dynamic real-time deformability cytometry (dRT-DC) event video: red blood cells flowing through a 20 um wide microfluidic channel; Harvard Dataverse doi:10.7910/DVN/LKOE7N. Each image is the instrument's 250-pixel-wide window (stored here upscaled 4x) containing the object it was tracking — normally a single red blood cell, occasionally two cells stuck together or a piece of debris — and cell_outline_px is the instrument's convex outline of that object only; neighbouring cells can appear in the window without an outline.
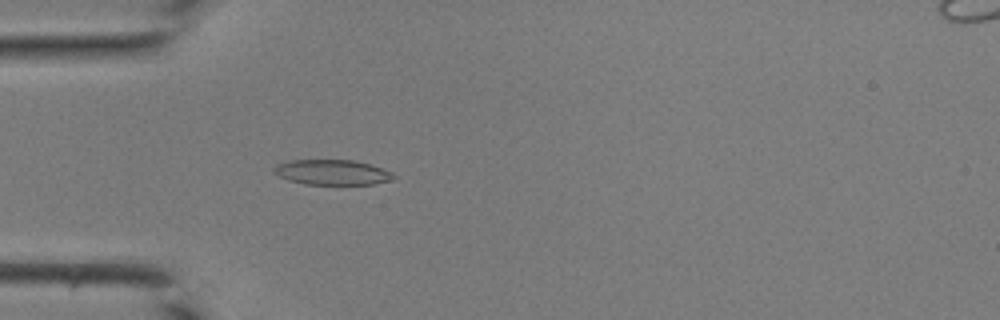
{"species": "common noctule bat (a hibernating species)", "species_latin": "Nyctalus noctula", "temperature_condition": "room temperature", "stored_images_in_passage": 32, "camera_frame_rate_fps": 3000, "um_per_image_px": 0.085, "animal": {"sex": "male", "body_mass_g": 19.0, "forearm_length_mm": 50.8}, "frame": {"image": 1, "passage_image": 6, "time_ms": 1.667, "image_size_px": [1000, 320], "cell_outline_px": [[396, 176], [388, 180], [372, 184], [304, 184], [288, 180], [272, 172], [280, 164], [288, 160], [352, 160], [368, 164], [392, 172]], "centroid_in_image_um": [28.21, 14.64], "position_along_channel_um": 56.8, "area_um2": 17.17}}
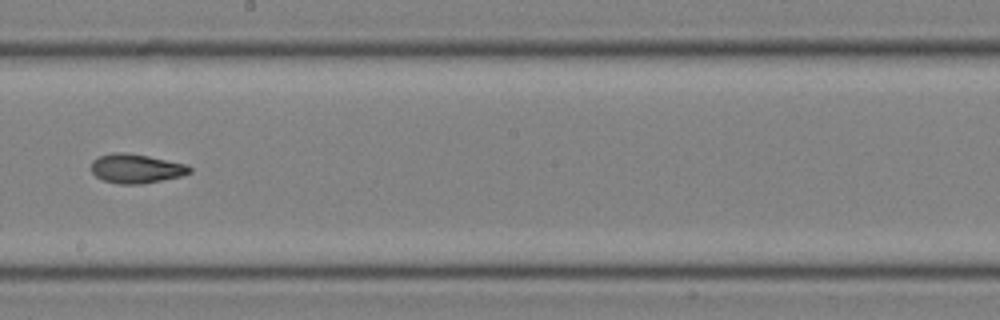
{"frame": {"image": 2, "passage_image": 18, "time_ms": 5.667, "image_size_px": [1000, 320], "cell_outline_px": [[192, 172], [180, 176], [140, 184], [120, 184], [104, 180], [96, 176], [92, 172], [92, 160], [100, 156], [112, 152], [124, 152], [148, 156], [188, 164], [192, 168]], "centroid_in_image_um": [11.59, 14.31], "position_along_channel_um": 236.6, "area_um2": 16.65}}
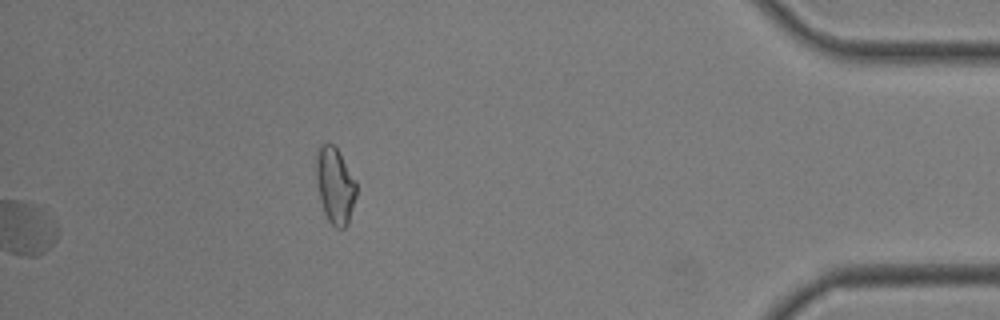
{"frame": {"image": 3, "passage_image": 32, "time_ms": 10.333, "image_size_px": [1000, 320], "cell_outline_px": [[356, 196], [348, 224], [344, 228], [336, 228], [328, 220], [324, 212], [320, 200], [316, 180], [316, 156], [320, 144], [332, 144], [336, 148], [356, 180]], "centroid_in_image_um": [28.47, 15.78], "position_along_channel_um": 406.7, "area_um2": 17.74}}